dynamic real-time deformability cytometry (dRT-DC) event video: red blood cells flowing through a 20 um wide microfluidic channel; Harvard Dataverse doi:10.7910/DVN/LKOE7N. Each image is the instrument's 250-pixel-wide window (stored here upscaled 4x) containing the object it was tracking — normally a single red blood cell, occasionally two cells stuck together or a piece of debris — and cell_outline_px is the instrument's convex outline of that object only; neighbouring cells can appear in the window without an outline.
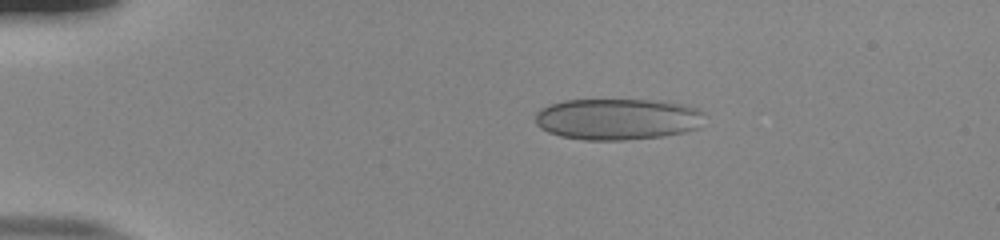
{"species": "human", "species_latin": "Homo sapiens", "temperature_condition": "room temperature", "stored_images_in_passage": 44, "camera_frame_rate_fps": 3000, "um_per_image_px": 0.085, "donor": {"sex": "male"}, "frame": {"image": 1, "passage_image": 1, "time_ms": 0.0, "image_size_px": [1000, 240], "cell_outline_px": [[704, 112], [700, 128], [684, 132], [660, 136], [624, 140], [584, 140], [560, 136], [548, 132], [540, 128], [536, 124], [536, 112], [540, 108], [564, 100], [656, 100], [680, 104], [700, 108]], "centroid_in_image_um": [52.49, 10.12], "position_along_channel_um": 32.5, "area_um2": 40.92}}
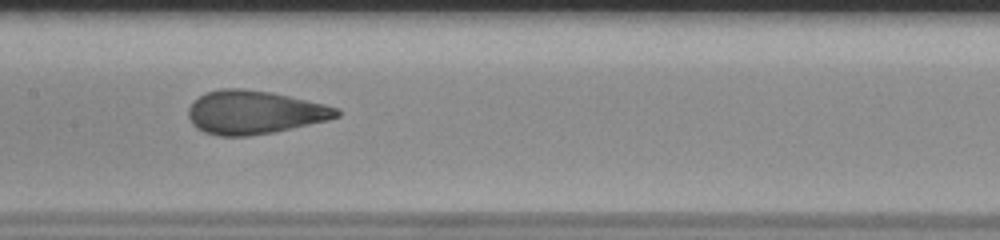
{"frame": {"image": 2, "passage_image": 18, "time_ms": 5.667, "image_size_px": [1000, 240], "cell_outline_px": [[340, 116], [328, 120], [272, 132], [248, 136], [220, 136], [204, 132], [196, 128], [192, 124], [188, 116], [188, 108], [204, 92], [220, 88], [240, 88], [268, 92], [288, 96], [324, 104], [340, 108]], "centroid_in_image_um": [21.6, 9.55], "position_along_channel_um": 185.8, "area_um2": 37.34}}
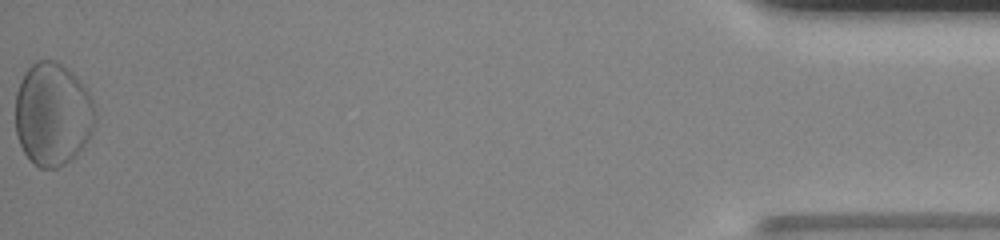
{"frame": {"image": 3, "passage_image": 44, "time_ms": 14.333, "image_size_px": [1000, 240], "cell_outline_px": [[96, 120], [84, 144], [76, 156], [64, 164], [56, 168], [40, 168], [24, 152], [16, 136], [16, 92], [20, 80], [24, 72], [36, 60], [56, 60], [72, 72], [92, 96], [96, 112]], "centroid_in_image_um": [4.47, 9.68], "position_along_channel_um": 430.7, "area_um2": 47.97}, "authors_computed_cell_mechanics": {"area_um2": 37.5411, "velocity_mm_per_s": 3.8364, "shape_relaxation_time_tau1_ms": 4.9871, "shape_relaxation_time_tau2_ms": 0.4797, "deformation_change_tau1": 0.1356, "deformation_change_tau2": 0.0516}}